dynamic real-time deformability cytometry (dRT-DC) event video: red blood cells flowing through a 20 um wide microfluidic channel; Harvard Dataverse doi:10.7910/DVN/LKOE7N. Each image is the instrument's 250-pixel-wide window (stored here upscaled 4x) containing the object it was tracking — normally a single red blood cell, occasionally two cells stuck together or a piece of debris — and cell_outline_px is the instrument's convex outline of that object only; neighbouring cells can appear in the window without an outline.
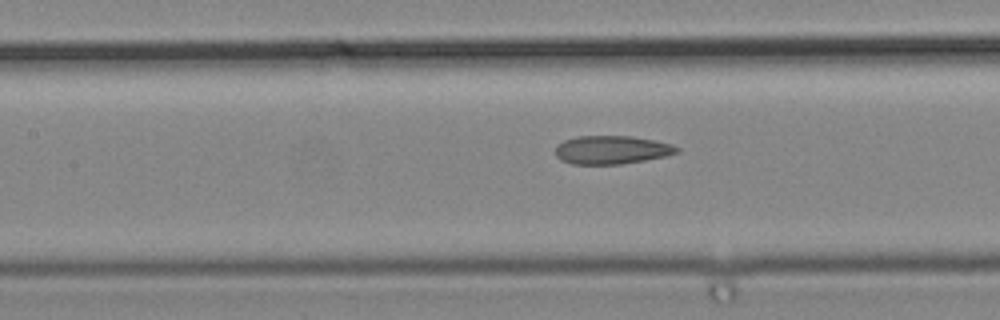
{"species": "common noctule bat (a hibernating species)", "species_latin": "Nyctalus noctula", "temperature_condition": "cold", "stored_images_in_passage": 13, "camera_frame_rate_fps": 3000, "um_per_image_px": 0.085, "animal": {"sex": "male", "body_mass_g": 19.2, "forearm_length_mm": 51.8}, "frame": {"image": 1, "passage_image": 11, "time_ms": 3.333, "image_size_px": [1000, 320], "cell_outline_px": [[680, 152], [664, 156], [644, 160], [620, 164], [572, 164], [560, 160], [556, 156], [556, 144], [564, 140], [576, 136], [632, 136], [672, 144], [680, 148]], "centroid_in_image_um": [51.97, 12.73], "position_along_channel_um": 155.4, "area_um2": 20.11}}